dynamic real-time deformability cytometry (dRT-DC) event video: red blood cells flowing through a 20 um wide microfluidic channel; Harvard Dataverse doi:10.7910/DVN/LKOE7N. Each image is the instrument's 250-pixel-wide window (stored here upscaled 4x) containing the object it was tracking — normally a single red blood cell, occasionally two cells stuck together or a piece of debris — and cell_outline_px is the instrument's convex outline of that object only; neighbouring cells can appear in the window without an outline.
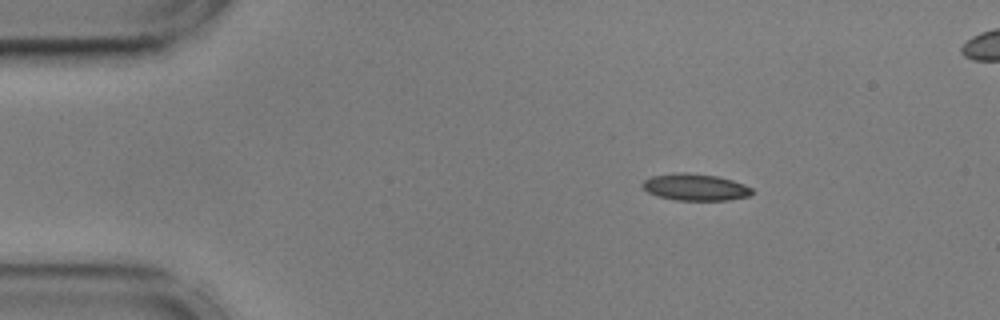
{"species": "common noctule bat (a hibernating species)", "species_latin": "Nyctalus noctula", "temperature_condition": "cold", "stored_images_in_passage": 49, "segment_of_instrument_passage": [1, 2], "camera_frame_rate_fps": 3000, "um_per_image_px": 0.085, "animal": {"sex": "male", "body_mass_g": 17.9, "forearm_length_mm": 54.2}, "frame": {"image": 1, "passage_image": 1, "time_ms": 0.0, "image_size_px": [1000, 320], "cell_outline_px": [[752, 192], [748, 196], [728, 200], [676, 200], [660, 196], [648, 192], [640, 184], [644, 180], [652, 176], [676, 172], [688, 172], [716, 176], [732, 180], [744, 184], [752, 188]], "centroid_in_image_um": [59.08, 15.9], "position_along_channel_um": 25.9, "area_um2": 16.99}}
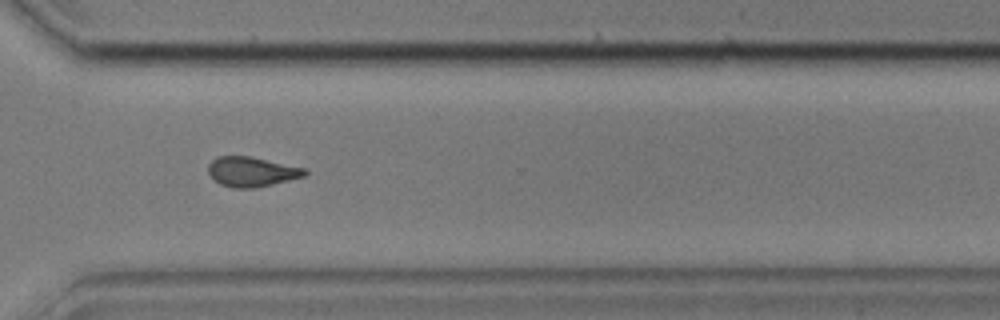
{"frame": {"image": 2, "passage_image": 33, "time_ms": 10.667, "image_size_px": [1000, 320], "cell_outline_px": [[308, 172], [304, 176], [256, 188], [232, 188], [220, 184], [212, 180], [208, 172], [208, 164], [216, 156], [252, 156], [304, 168]], "centroid_in_image_um": [21.34, 14.59], "position_along_channel_um": 349.3, "area_um2": 16.88}}
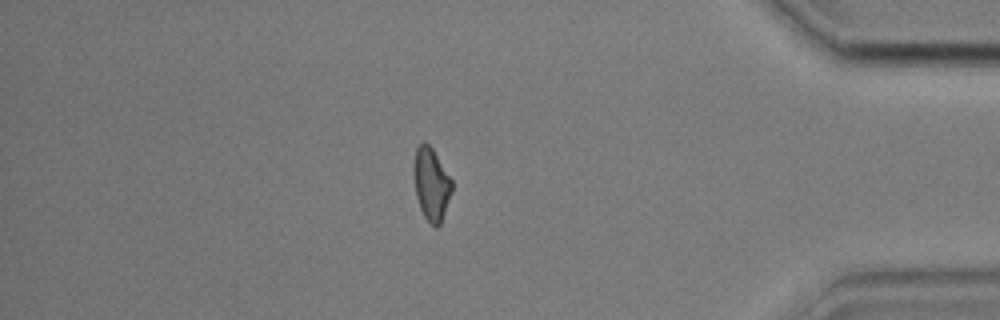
{"frame": {"image": 3, "passage_image": 40, "time_ms": 13.0, "image_size_px": [1000, 320], "cell_outline_px": [[452, 192], [440, 224], [436, 228], [424, 216], [420, 208], [416, 196], [412, 172], [412, 168], [416, 148], [424, 140], [432, 148], [452, 180]], "centroid_in_image_um": [36.64, 15.62], "position_along_channel_um": 398.6, "area_um2": 16.18}}